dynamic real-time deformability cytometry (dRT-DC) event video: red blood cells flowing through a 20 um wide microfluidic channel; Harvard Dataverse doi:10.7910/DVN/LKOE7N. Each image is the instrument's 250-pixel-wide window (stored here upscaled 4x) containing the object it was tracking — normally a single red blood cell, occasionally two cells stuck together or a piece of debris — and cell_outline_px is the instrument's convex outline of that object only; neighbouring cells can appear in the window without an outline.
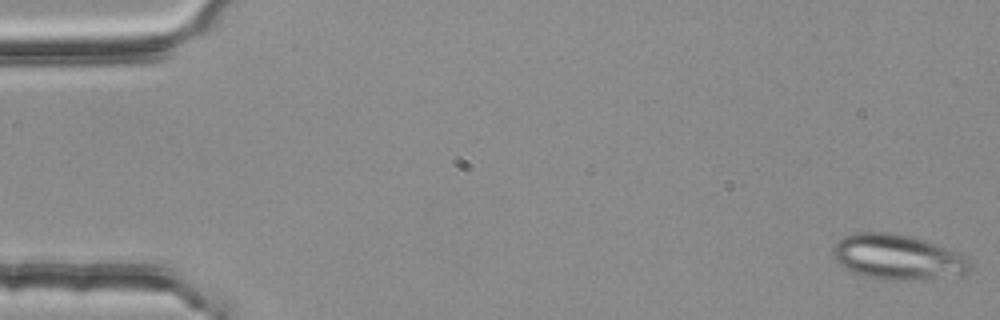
{"species": "common noctule bat (a hibernating species)", "species_latin": "Nyctalus noctula", "temperature_condition": "room temperature", "stored_images_in_passage": 5, "camera_frame_rate_fps": 3000, "um_per_image_px": 0.085, "animal": {"sex": "female", "body_mass_g": 25.1}, "frame": {"image": 1, "passage_image": 1, "time_ms": 0.0, "image_size_px": [1000, 320], "cell_outline_px": [[972, 264], [964, 272], [924, 280], [884, 280], [864, 276], [852, 272], [844, 268], [832, 256], [832, 248], [844, 236], [860, 232], [892, 232], [912, 236], [960, 252], [968, 256], [972, 260]], "centroid_in_image_um": [76.29, 21.84], "position_along_channel_um": 8.7, "area_um2": 36.18}}
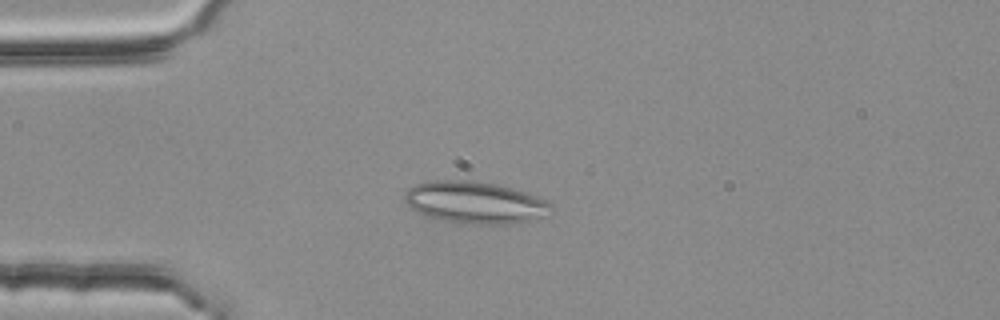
{"frame": {"image": 2, "passage_image": 4, "time_ms": 1.0, "image_size_px": [1000, 320], "cell_outline_px": [[552, 216], [508, 224], [452, 224], [416, 212], [404, 200], [404, 192], [408, 188], [416, 184], [432, 180], [468, 180], [492, 184], [512, 188], [536, 196], [552, 204]], "centroid_in_image_um": [40.37, 17.23], "position_along_channel_um": 44.6, "area_um2": 36.18}}